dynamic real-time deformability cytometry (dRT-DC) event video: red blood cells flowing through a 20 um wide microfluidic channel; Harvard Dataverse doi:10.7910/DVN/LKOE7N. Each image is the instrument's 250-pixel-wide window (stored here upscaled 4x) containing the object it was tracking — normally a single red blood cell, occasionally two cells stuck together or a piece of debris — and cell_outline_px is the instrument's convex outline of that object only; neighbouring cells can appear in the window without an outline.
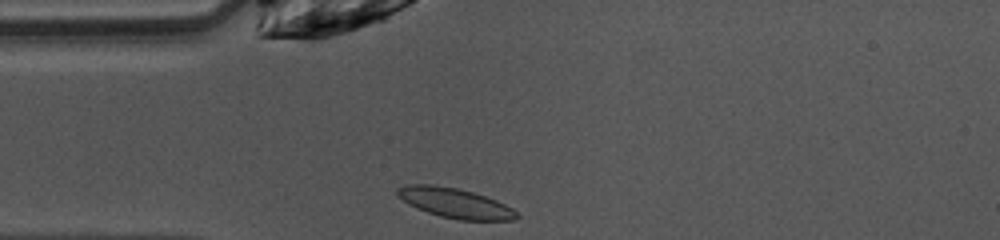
{"species": "common noctule bat (a hibernating species)", "species_latin": "Nyctalus noctula", "temperature_condition": "warm", "stored_images_in_passage": 38, "camera_frame_rate_fps": 3000, "um_per_image_px": 0.085, "animal": {"sex": "female", "body_mass_g": 10.0, "forearm_length_mm": 53.1}, "frame": {"image": 1, "passage_image": 1, "time_ms": 0.0, "image_size_px": [1000, 240], "cell_outline_px": [[520, 216], [516, 220], [460, 220], [440, 216], [416, 208], [408, 204], [396, 196], [396, 188], [404, 184], [432, 184], [456, 188], [472, 192], [496, 200], [512, 208]], "centroid_in_image_um": [38.63, 17.25], "position_along_channel_um": 46.4, "area_um2": 20.81}}
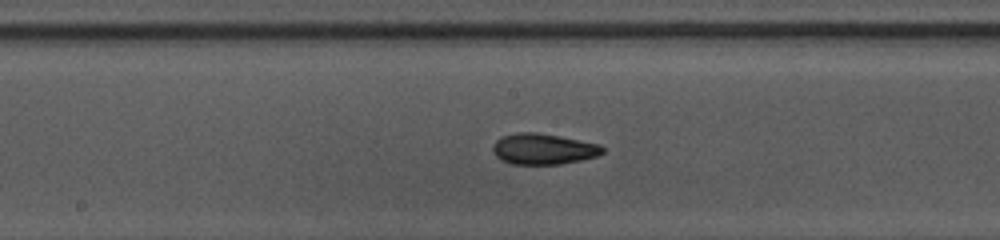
{"frame": {"image": 2, "passage_image": 13, "time_ms": 4.0, "image_size_px": [1000, 240], "cell_outline_px": [[604, 152], [596, 156], [580, 160], [560, 164], [512, 164], [500, 160], [492, 152], [492, 148], [496, 140], [500, 136], [516, 132], [536, 132], [560, 136], [600, 144], [604, 148]], "centroid_in_image_um": [46.15, 12.65], "position_along_channel_um": 202.1, "area_um2": 19.88}}
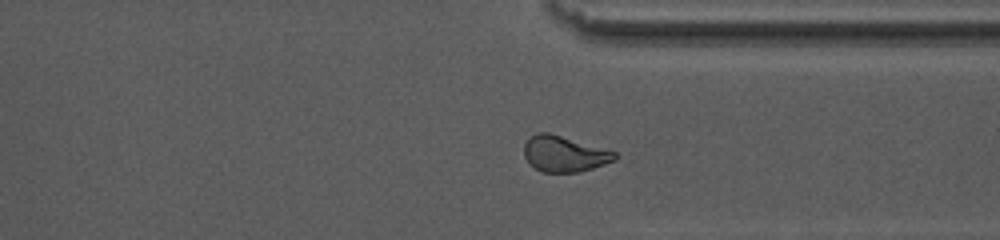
{"frame": {"image": 3, "passage_image": 25, "time_ms": 8.0, "image_size_px": [1000, 240], "cell_outline_px": [[616, 160], [580, 172], [540, 172], [528, 164], [524, 156], [524, 144], [528, 136], [536, 132], [548, 132], [616, 152]], "centroid_in_image_um": [47.9, 13.08], "position_along_channel_um": 363.5, "area_um2": 19.07}, "authors_computed_cell_mechanics": {"area_um2": 19.7387, "velocity_mm_per_s": 4.0564, "shape_relaxation_time_tau1_ms": 2.941, "shape_relaxation_time_tau2_ms": 1.9329, "deformation_change_tau1": 0.1371, "deformation_change_tau2": 0.0863}}